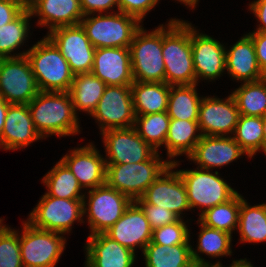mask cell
Here are the masks:
<instances>
[{"instance_id": "obj_1", "label": "cell", "mask_w": 266, "mask_h": 267, "mask_svg": "<svg viewBox=\"0 0 266 267\" xmlns=\"http://www.w3.org/2000/svg\"><path fill=\"white\" fill-rule=\"evenodd\" d=\"M162 55L166 84H196L190 23L174 18L170 19L166 27L162 24Z\"/></svg>"}, {"instance_id": "obj_2", "label": "cell", "mask_w": 266, "mask_h": 267, "mask_svg": "<svg viewBox=\"0 0 266 267\" xmlns=\"http://www.w3.org/2000/svg\"><path fill=\"white\" fill-rule=\"evenodd\" d=\"M27 105L42 139L49 134L62 137L80 133L79 121L69 92L40 91Z\"/></svg>"}, {"instance_id": "obj_3", "label": "cell", "mask_w": 266, "mask_h": 267, "mask_svg": "<svg viewBox=\"0 0 266 267\" xmlns=\"http://www.w3.org/2000/svg\"><path fill=\"white\" fill-rule=\"evenodd\" d=\"M40 91L69 92L74 74L67 60L46 36L26 52Z\"/></svg>"}, {"instance_id": "obj_4", "label": "cell", "mask_w": 266, "mask_h": 267, "mask_svg": "<svg viewBox=\"0 0 266 267\" xmlns=\"http://www.w3.org/2000/svg\"><path fill=\"white\" fill-rule=\"evenodd\" d=\"M170 164L171 160L162 161L158 152L143 162L106 164V184L135 201Z\"/></svg>"}, {"instance_id": "obj_5", "label": "cell", "mask_w": 266, "mask_h": 267, "mask_svg": "<svg viewBox=\"0 0 266 267\" xmlns=\"http://www.w3.org/2000/svg\"><path fill=\"white\" fill-rule=\"evenodd\" d=\"M102 14H93V17L87 14L80 21L91 44L95 48H129L136 31L142 26L141 22L121 11Z\"/></svg>"}, {"instance_id": "obj_6", "label": "cell", "mask_w": 266, "mask_h": 267, "mask_svg": "<svg viewBox=\"0 0 266 267\" xmlns=\"http://www.w3.org/2000/svg\"><path fill=\"white\" fill-rule=\"evenodd\" d=\"M129 50L134 81L165 82L162 25L149 33L141 26L136 31Z\"/></svg>"}, {"instance_id": "obj_7", "label": "cell", "mask_w": 266, "mask_h": 267, "mask_svg": "<svg viewBox=\"0 0 266 267\" xmlns=\"http://www.w3.org/2000/svg\"><path fill=\"white\" fill-rule=\"evenodd\" d=\"M210 171L198 167L196 170L178 171L186 186L190 208L199 206L201 214L207 209L227 202L237 193L218 176V171Z\"/></svg>"}, {"instance_id": "obj_8", "label": "cell", "mask_w": 266, "mask_h": 267, "mask_svg": "<svg viewBox=\"0 0 266 267\" xmlns=\"http://www.w3.org/2000/svg\"><path fill=\"white\" fill-rule=\"evenodd\" d=\"M64 234L37 229L30 223H23L19 235L23 267H55L65 250Z\"/></svg>"}, {"instance_id": "obj_9", "label": "cell", "mask_w": 266, "mask_h": 267, "mask_svg": "<svg viewBox=\"0 0 266 267\" xmlns=\"http://www.w3.org/2000/svg\"><path fill=\"white\" fill-rule=\"evenodd\" d=\"M88 194V203L85 199L87 197L83 199V214H88L87 219L91 229L89 236L105 233L122 217L132 202L127 195L107 184L90 189Z\"/></svg>"}, {"instance_id": "obj_10", "label": "cell", "mask_w": 266, "mask_h": 267, "mask_svg": "<svg viewBox=\"0 0 266 267\" xmlns=\"http://www.w3.org/2000/svg\"><path fill=\"white\" fill-rule=\"evenodd\" d=\"M83 199H64L45 193L27 220L33 227L61 234L71 231L74 221L83 222Z\"/></svg>"}, {"instance_id": "obj_11", "label": "cell", "mask_w": 266, "mask_h": 267, "mask_svg": "<svg viewBox=\"0 0 266 267\" xmlns=\"http://www.w3.org/2000/svg\"><path fill=\"white\" fill-rule=\"evenodd\" d=\"M40 92L25 56L1 58L0 96L9 104H29Z\"/></svg>"}, {"instance_id": "obj_12", "label": "cell", "mask_w": 266, "mask_h": 267, "mask_svg": "<svg viewBox=\"0 0 266 267\" xmlns=\"http://www.w3.org/2000/svg\"><path fill=\"white\" fill-rule=\"evenodd\" d=\"M91 116L99 122L101 132L133 127L136 115L130 85H107Z\"/></svg>"}, {"instance_id": "obj_13", "label": "cell", "mask_w": 266, "mask_h": 267, "mask_svg": "<svg viewBox=\"0 0 266 267\" xmlns=\"http://www.w3.org/2000/svg\"><path fill=\"white\" fill-rule=\"evenodd\" d=\"M47 37L67 60L74 75L92 72L96 48L89 41L81 24L53 29Z\"/></svg>"}, {"instance_id": "obj_14", "label": "cell", "mask_w": 266, "mask_h": 267, "mask_svg": "<svg viewBox=\"0 0 266 267\" xmlns=\"http://www.w3.org/2000/svg\"><path fill=\"white\" fill-rule=\"evenodd\" d=\"M105 145L106 164L138 163L149 160L157 151L133 127L101 132Z\"/></svg>"}, {"instance_id": "obj_15", "label": "cell", "mask_w": 266, "mask_h": 267, "mask_svg": "<svg viewBox=\"0 0 266 267\" xmlns=\"http://www.w3.org/2000/svg\"><path fill=\"white\" fill-rule=\"evenodd\" d=\"M171 161V164L161 175L146 189L141 198L158 208H167L180 219L184 210H190L186 186L178 171H173L179 164Z\"/></svg>"}, {"instance_id": "obj_16", "label": "cell", "mask_w": 266, "mask_h": 267, "mask_svg": "<svg viewBox=\"0 0 266 267\" xmlns=\"http://www.w3.org/2000/svg\"><path fill=\"white\" fill-rule=\"evenodd\" d=\"M239 117L232 94L225 100L208 96L200 102L197 122L202 135L227 136L234 133Z\"/></svg>"}, {"instance_id": "obj_17", "label": "cell", "mask_w": 266, "mask_h": 267, "mask_svg": "<svg viewBox=\"0 0 266 267\" xmlns=\"http://www.w3.org/2000/svg\"><path fill=\"white\" fill-rule=\"evenodd\" d=\"M191 26L192 59L196 84L198 78L217 79L226 70V48L217 40L203 33H197Z\"/></svg>"}, {"instance_id": "obj_18", "label": "cell", "mask_w": 266, "mask_h": 267, "mask_svg": "<svg viewBox=\"0 0 266 267\" xmlns=\"http://www.w3.org/2000/svg\"><path fill=\"white\" fill-rule=\"evenodd\" d=\"M152 232L144 211L135 201H132L122 217L105 233L135 253L138 247L143 252L152 240Z\"/></svg>"}, {"instance_id": "obj_19", "label": "cell", "mask_w": 266, "mask_h": 267, "mask_svg": "<svg viewBox=\"0 0 266 267\" xmlns=\"http://www.w3.org/2000/svg\"><path fill=\"white\" fill-rule=\"evenodd\" d=\"M61 160L74 174L82 189H94L106 184L105 159L92 143L71 150Z\"/></svg>"}, {"instance_id": "obj_20", "label": "cell", "mask_w": 266, "mask_h": 267, "mask_svg": "<svg viewBox=\"0 0 266 267\" xmlns=\"http://www.w3.org/2000/svg\"><path fill=\"white\" fill-rule=\"evenodd\" d=\"M92 73L106 85H131L134 80L129 48H96Z\"/></svg>"}, {"instance_id": "obj_21", "label": "cell", "mask_w": 266, "mask_h": 267, "mask_svg": "<svg viewBox=\"0 0 266 267\" xmlns=\"http://www.w3.org/2000/svg\"><path fill=\"white\" fill-rule=\"evenodd\" d=\"M243 154L247 155L231 136L202 135L188 158L197 163L199 168L210 170L230 164Z\"/></svg>"}, {"instance_id": "obj_22", "label": "cell", "mask_w": 266, "mask_h": 267, "mask_svg": "<svg viewBox=\"0 0 266 267\" xmlns=\"http://www.w3.org/2000/svg\"><path fill=\"white\" fill-rule=\"evenodd\" d=\"M27 104H9L0 137V147L5 150L24 148L41 139Z\"/></svg>"}, {"instance_id": "obj_23", "label": "cell", "mask_w": 266, "mask_h": 267, "mask_svg": "<svg viewBox=\"0 0 266 267\" xmlns=\"http://www.w3.org/2000/svg\"><path fill=\"white\" fill-rule=\"evenodd\" d=\"M85 267H132L135 253L106 233L88 236Z\"/></svg>"}, {"instance_id": "obj_24", "label": "cell", "mask_w": 266, "mask_h": 267, "mask_svg": "<svg viewBox=\"0 0 266 267\" xmlns=\"http://www.w3.org/2000/svg\"><path fill=\"white\" fill-rule=\"evenodd\" d=\"M31 16H39L38 24L53 29L77 25L84 17L80 0H26Z\"/></svg>"}, {"instance_id": "obj_25", "label": "cell", "mask_w": 266, "mask_h": 267, "mask_svg": "<svg viewBox=\"0 0 266 267\" xmlns=\"http://www.w3.org/2000/svg\"><path fill=\"white\" fill-rule=\"evenodd\" d=\"M226 70L235 80L256 82L264 79L252 38L246 34L226 50Z\"/></svg>"}, {"instance_id": "obj_26", "label": "cell", "mask_w": 266, "mask_h": 267, "mask_svg": "<svg viewBox=\"0 0 266 267\" xmlns=\"http://www.w3.org/2000/svg\"><path fill=\"white\" fill-rule=\"evenodd\" d=\"M143 255L145 267H193L194 263H207L190 244L163 246L151 241Z\"/></svg>"}, {"instance_id": "obj_27", "label": "cell", "mask_w": 266, "mask_h": 267, "mask_svg": "<svg viewBox=\"0 0 266 267\" xmlns=\"http://www.w3.org/2000/svg\"><path fill=\"white\" fill-rule=\"evenodd\" d=\"M130 88L135 115L167 111L170 85L165 82L134 81Z\"/></svg>"}, {"instance_id": "obj_28", "label": "cell", "mask_w": 266, "mask_h": 267, "mask_svg": "<svg viewBox=\"0 0 266 267\" xmlns=\"http://www.w3.org/2000/svg\"><path fill=\"white\" fill-rule=\"evenodd\" d=\"M198 120L171 119L164 147L167 149L168 158L185 154L187 157L194 151L196 144L200 141Z\"/></svg>"}, {"instance_id": "obj_29", "label": "cell", "mask_w": 266, "mask_h": 267, "mask_svg": "<svg viewBox=\"0 0 266 267\" xmlns=\"http://www.w3.org/2000/svg\"><path fill=\"white\" fill-rule=\"evenodd\" d=\"M106 86L92 72L74 75L69 93L72 98L75 113L77 114V110H82L92 115Z\"/></svg>"}, {"instance_id": "obj_30", "label": "cell", "mask_w": 266, "mask_h": 267, "mask_svg": "<svg viewBox=\"0 0 266 267\" xmlns=\"http://www.w3.org/2000/svg\"><path fill=\"white\" fill-rule=\"evenodd\" d=\"M238 230L241 243L266 241V203L249 206L241 196Z\"/></svg>"}, {"instance_id": "obj_31", "label": "cell", "mask_w": 266, "mask_h": 267, "mask_svg": "<svg viewBox=\"0 0 266 267\" xmlns=\"http://www.w3.org/2000/svg\"><path fill=\"white\" fill-rule=\"evenodd\" d=\"M196 85H170L167 108L170 119L198 120L202 98L198 96Z\"/></svg>"}, {"instance_id": "obj_32", "label": "cell", "mask_w": 266, "mask_h": 267, "mask_svg": "<svg viewBox=\"0 0 266 267\" xmlns=\"http://www.w3.org/2000/svg\"><path fill=\"white\" fill-rule=\"evenodd\" d=\"M42 182L45 183L49 196L64 199H84L85 197V194L80 192L82 187L78 180L61 159L43 177Z\"/></svg>"}, {"instance_id": "obj_33", "label": "cell", "mask_w": 266, "mask_h": 267, "mask_svg": "<svg viewBox=\"0 0 266 267\" xmlns=\"http://www.w3.org/2000/svg\"><path fill=\"white\" fill-rule=\"evenodd\" d=\"M231 94L240 115L266 116V78L256 82H243Z\"/></svg>"}, {"instance_id": "obj_34", "label": "cell", "mask_w": 266, "mask_h": 267, "mask_svg": "<svg viewBox=\"0 0 266 267\" xmlns=\"http://www.w3.org/2000/svg\"><path fill=\"white\" fill-rule=\"evenodd\" d=\"M240 207L241 195L237 192L227 202L218 204L199 214L197 221H200L207 227L232 234V231L238 229Z\"/></svg>"}, {"instance_id": "obj_35", "label": "cell", "mask_w": 266, "mask_h": 267, "mask_svg": "<svg viewBox=\"0 0 266 267\" xmlns=\"http://www.w3.org/2000/svg\"><path fill=\"white\" fill-rule=\"evenodd\" d=\"M31 13L26 7L15 19L10 23L4 24L0 27V57H21L25 56L26 52L11 55L15 49L23 45L29 31V19ZM10 54V55H9Z\"/></svg>"}, {"instance_id": "obj_36", "label": "cell", "mask_w": 266, "mask_h": 267, "mask_svg": "<svg viewBox=\"0 0 266 267\" xmlns=\"http://www.w3.org/2000/svg\"><path fill=\"white\" fill-rule=\"evenodd\" d=\"M170 120L167 111L136 115L134 128L144 141L158 152L157 148L165 143Z\"/></svg>"}, {"instance_id": "obj_37", "label": "cell", "mask_w": 266, "mask_h": 267, "mask_svg": "<svg viewBox=\"0 0 266 267\" xmlns=\"http://www.w3.org/2000/svg\"><path fill=\"white\" fill-rule=\"evenodd\" d=\"M233 139L252 158L260 151L263 138V117L240 115Z\"/></svg>"}, {"instance_id": "obj_38", "label": "cell", "mask_w": 266, "mask_h": 267, "mask_svg": "<svg viewBox=\"0 0 266 267\" xmlns=\"http://www.w3.org/2000/svg\"><path fill=\"white\" fill-rule=\"evenodd\" d=\"M201 231L199 232L197 250L205 253L212 258L231 255L232 235L214 228H210L202 224L200 221Z\"/></svg>"}, {"instance_id": "obj_39", "label": "cell", "mask_w": 266, "mask_h": 267, "mask_svg": "<svg viewBox=\"0 0 266 267\" xmlns=\"http://www.w3.org/2000/svg\"><path fill=\"white\" fill-rule=\"evenodd\" d=\"M0 267H23L18 231L6 225L0 228Z\"/></svg>"}, {"instance_id": "obj_40", "label": "cell", "mask_w": 266, "mask_h": 267, "mask_svg": "<svg viewBox=\"0 0 266 267\" xmlns=\"http://www.w3.org/2000/svg\"><path fill=\"white\" fill-rule=\"evenodd\" d=\"M189 230L183 219L156 228L152 232V242L163 246L190 244Z\"/></svg>"}, {"instance_id": "obj_41", "label": "cell", "mask_w": 266, "mask_h": 267, "mask_svg": "<svg viewBox=\"0 0 266 267\" xmlns=\"http://www.w3.org/2000/svg\"><path fill=\"white\" fill-rule=\"evenodd\" d=\"M135 202L142 208L146 218L149 221L152 230L162 227L164 225L172 224L180 218L167 208H158V206L145 202L141 197Z\"/></svg>"}, {"instance_id": "obj_42", "label": "cell", "mask_w": 266, "mask_h": 267, "mask_svg": "<svg viewBox=\"0 0 266 267\" xmlns=\"http://www.w3.org/2000/svg\"><path fill=\"white\" fill-rule=\"evenodd\" d=\"M159 0H118V11L131 15L142 22L147 12L152 10Z\"/></svg>"}, {"instance_id": "obj_43", "label": "cell", "mask_w": 266, "mask_h": 267, "mask_svg": "<svg viewBox=\"0 0 266 267\" xmlns=\"http://www.w3.org/2000/svg\"><path fill=\"white\" fill-rule=\"evenodd\" d=\"M26 8V0H0V27L10 23Z\"/></svg>"}, {"instance_id": "obj_44", "label": "cell", "mask_w": 266, "mask_h": 267, "mask_svg": "<svg viewBox=\"0 0 266 267\" xmlns=\"http://www.w3.org/2000/svg\"><path fill=\"white\" fill-rule=\"evenodd\" d=\"M255 46L256 57L263 76L266 78V32L248 33Z\"/></svg>"}, {"instance_id": "obj_45", "label": "cell", "mask_w": 266, "mask_h": 267, "mask_svg": "<svg viewBox=\"0 0 266 267\" xmlns=\"http://www.w3.org/2000/svg\"><path fill=\"white\" fill-rule=\"evenodd\" d=\"M80 5L84 15H92L97 12L101 14L104 11L111 10L115 6L118 9V0H80Z\"/></svg>"}, {"instance_id": "obj_46", "label": "cell", "mask_w": 266, "mask_h": 267, "mask_svg": "<svg viewBox=\"0 0 266 267\" xmlns=\"http://www.w3.org/2000/svg\"><path fill=\"white\" fill-rule=\"evenodd\" d=\"M249 8L260 22L255 32H266V0H256L249 4Z\"/></svg>"}, {"instance_id": "obj_47", "label": "cell", "mask_w": 266, "mask_h": 267, "mask_svg": "<svg viewBox=\"0 0 266 267\" xmlns=\"http://www.w3.org/2000/svg\"><path fill=\"white\" fill-rule=\"evenodd\" d=\"M9 107V103L6 102L1 96H0V137L2 134V130L5 124V118L6 113Z\"/></svg>"}, {"instance_id": "obj_48", "label": "cell", "mask_w": 266, "mask_h": 267, "mask_svg": "<svg viewBox=\"0 0 266 267\" xmlns=\"http://www.w3.org/2000/svg\"><path fill=\"white\" fill-rule=\"evenodd\" d=\"M229 267H253L251 262H248L247 259L234 260Z\"/></svg>"}, {"instance_id": "obj_49", "label": "cell", "mask_w": 266, "mask_h": 267, "mask_svg": "<svg viewBox=\"0 0 266 267\" xmlns=\"http://www.w3.org/2000/svg\"><path fill=\"white\" fill-rule=\"evenodd\" d=\"M260 150H263L266 155V116L263 117V138Z\"/></svg>"}, {"instance_id": "obj_50", "label": "cell", "mask_w": 266, "mask_h": 267, "mask_svg": "<svg viewBox=\"0 0 266 267\" xmlns=\"http://www.w3.org/2000/svg\"><path fill=\"white\" fill-rule=\"evenodd\" d=\"M193 267H223V266L219 261V262H216L214 264H211L209 262H207V263H194Z\"/></svg>"}, {"instance_id": "obj_51", "label": "cell", "mask_w": 266, "mask_h": 267, "mask_svg": "<svg viewBox=\"0 0 266 267\" xmlns=\"http://www.w3.org/2000/svg\"><path fill=\"white\" fill-rule=\"evenodd\" d=\"M179 2H182L183 4L191 7V8H194L196 7L195 5L197 4L198 0H178Z\"/></svg>"}, {"instance_id": "obj_52", "label": "cell", "mask_w": 266, "mask_h": 267, "mask_svg": "<svg viewBox=\"0 0 266 267\" xmlns=\"http://www.w3.org/2000/svg\"><path fill=\"white\" fill-rule=\"evenodd\" d=\"M2 221L3 219H0V228L3 226Z\"/></svg>"}]
</instances>
